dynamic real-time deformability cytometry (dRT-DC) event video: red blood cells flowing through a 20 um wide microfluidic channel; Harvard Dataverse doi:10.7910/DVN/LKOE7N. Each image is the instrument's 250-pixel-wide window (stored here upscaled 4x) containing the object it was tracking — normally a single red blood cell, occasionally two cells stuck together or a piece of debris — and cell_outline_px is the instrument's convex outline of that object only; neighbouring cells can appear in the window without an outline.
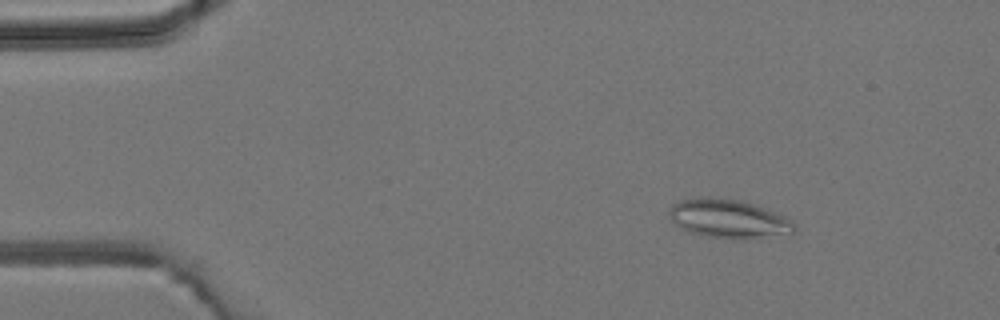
{"species": "common noctule bat (a hibernating species)", "species_latin": "Nyctalus noctula", "temperature_condition": "room temperature", "stored_images_in_passage": 4, "camera_frame_rate_fps": 3000, "um_per_image_px": 0.085, "animal": {"sex": "male", "body_mass_g": 19.2, "forearm_length_mm": 51.8}, "frame": {"image": 1, "passage_image": 2, "time_ms": 1.333, "image_size_px": [1000, 320], "cell_outline_px": [[796, 228], [792, 232], [748, 240], [732, 240], [704, 236], [688, 232], [680, 228], [672, 220], [668, 212], [672, 204], [680, 200], [700, 196], [708, 196], [740, 200], [768, 208], [792, 220], [796, 224]], "centroid_in_image_um": [61.91, 18.59], "position_along_channel_um": 23.1, "area_um2": 28.9}}